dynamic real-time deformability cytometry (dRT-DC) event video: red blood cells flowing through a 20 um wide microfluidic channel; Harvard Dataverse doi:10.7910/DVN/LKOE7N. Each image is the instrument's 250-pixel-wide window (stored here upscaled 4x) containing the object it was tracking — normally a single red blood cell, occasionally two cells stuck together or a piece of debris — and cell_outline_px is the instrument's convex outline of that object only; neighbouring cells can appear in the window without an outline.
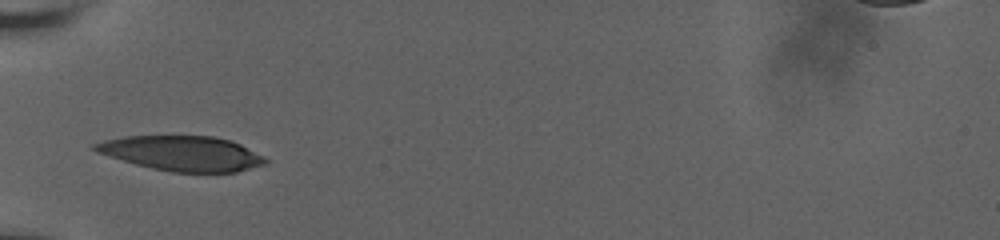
{"species": "human", "species_latin": "Homo sapiens", "temperature_condition": "room temperature", "stored_images_in_passage": 13, "camera_frame_rate_fps": 3000, "um_per_image_px": 0.085, "donor": {"sex": "male"}, "frame": {"image": 1, "passage_image": 1, "time_ms": 0.0, "image_size_px": [1000, 240], "cell_outline_px": [[268, 164], [236, 172], [172, 172], [152, 168], [136, 164], [108, 156], [96, 152], [92, 148], [92, 144], [104, 140], [124, 136], [212, 136], [228, 140], [240, 144], [264, 156], [268, 160]], "centroid_in_image_um": [15.48, 13.04], "position_along_channel_um": 69.5, "area_um2": 34.62}}
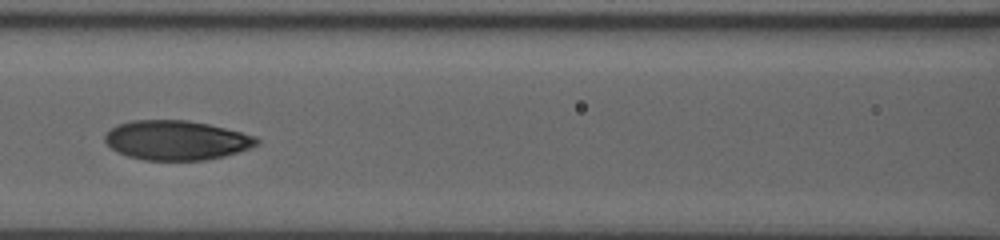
{"frame": {"image": 2, "passage_image": 6, "time_ms": 2.333, "image_size_px": [1000, 240], "cell_outline_px": [[260, 144], [224, 156], [204, 160], [144, 160], [128, 156], [116, 152], [104, 140], [104, 136], [116, 124], [132, 120], [188, 120], [208, 124], [256, 136], [260, 140]], "centroid_in_image_um": [14.98, 11.92], "position_along_channel_um": 151.6, "area_um2": 34.85}}
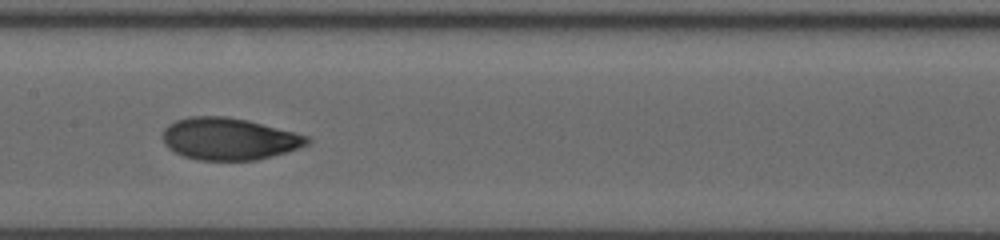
{"frame": {"image": 3, "passage_image": 9, "time_ms": 3.333, "image_size_px": [1000, 240], "cell_outline_px": [[312, 140], [308, 144], [284, 152], [256, 160], [196, 160], [184, 156], [168, 148], [164, 144], [164, 128], [168, 124], [176, 120], [188, 116], [224, 116], [248, 120], [308, 136]], "centroid_in_image_um": [19.43, 11.79], "position_along_channel_um": 188.0, "area_um2": 35.14}}